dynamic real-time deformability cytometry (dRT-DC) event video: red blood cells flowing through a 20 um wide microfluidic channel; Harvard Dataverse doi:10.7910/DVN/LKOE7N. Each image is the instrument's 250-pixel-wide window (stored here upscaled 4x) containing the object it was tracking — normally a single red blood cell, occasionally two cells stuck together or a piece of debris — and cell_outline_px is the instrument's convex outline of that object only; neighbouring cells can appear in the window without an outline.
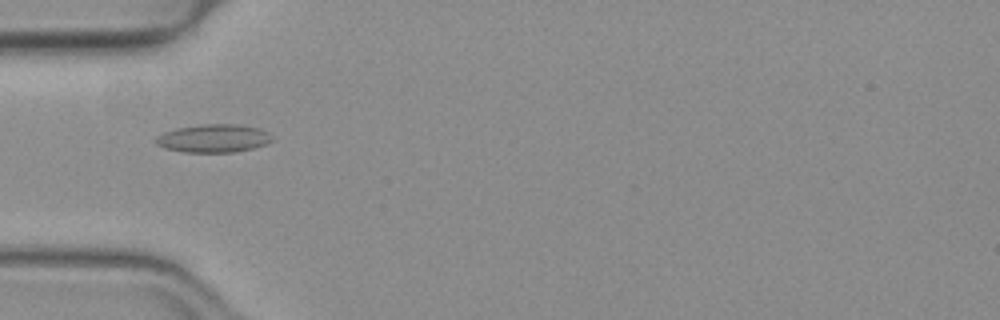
{"species": "common noctule bat (a hibernating species)", "species_latin": "Nyctalus noctula", "temperature_condition": "warm", "stored_images_in_passage": 40, "camera_frame_rate_fps": 3000, "um_per_image_px": 0.085, "animal": {"sex": "female", "body_mass_g": 19.3, "forearm_length_mm": 54.1}, "frame": {"image": 1, "passage_image": 5, "time_ms": 1.333, "image_size_px": [1000, 320], "cell_outline_px": [[272, 140], [268, 144], [252, 148], [232, 152], [184, 152], [164, 148], [156, 144], [156, 136], [164, 132], [176, 128], [200, 124], [236, 124], [260, 128], [268, 132]], "centroid_in_image_um": [18.14, 11.75], "position_along_channel_um": 66.9, "area_um2": 19.07}}
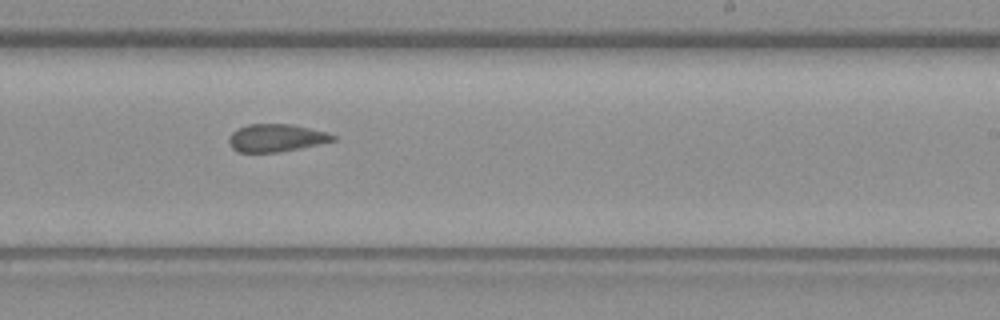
{"frame": {"image": 2, "passage_image": 20, "time_ms": 6.333, "image_size_px": [1000, 320], "cell_outline_px": [[336, 140], [300, 148], [280, 152], [240, 152], [232, 148], [228, 144], [228, 140], [232, 132], [236, 128], [248, 124], [292, 124], [324, 132], [336, 136]], "centroid_in_image_um": [23.43, 11.72], "position_along_channel_um": 265.6, "area_um2": 16.7}}
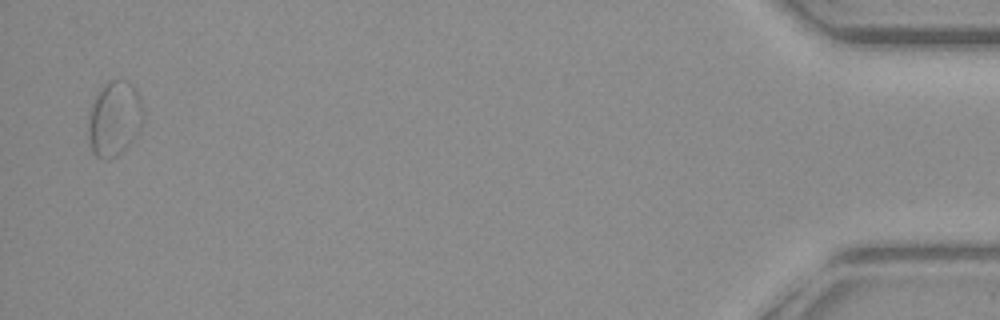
{"frame": {"image": 3, "passage_image": 39, "time_ms": 12.667, "image_size_px": [1000, 320], "cell_outline_px": [[144, 116], [140, 128], [136, 136], [116, 156], [108, 160], [104, 160], [96, 156], [92, 152], [88, 136], [88, 120], [96, 96], [104, 84], [108, 80], [128, 80], [132, 84], [140, 100], [144, 112]], "centroid_in_image_um": [9.72, 10.09], "position_along_channel_um": 425.5, "area_um2": 23.81}, "authors_computed_cell_mechanics": {"area_um2": 17.1666, "velocity_mm_per_s": 3.9821, "shape_relaxation_time_tau1_ms": null, "shape_relaxation_time_tau2_ms": 3.1513, "deformation_change_tau1": null, "deformation_change_tau2": 0.1057}}